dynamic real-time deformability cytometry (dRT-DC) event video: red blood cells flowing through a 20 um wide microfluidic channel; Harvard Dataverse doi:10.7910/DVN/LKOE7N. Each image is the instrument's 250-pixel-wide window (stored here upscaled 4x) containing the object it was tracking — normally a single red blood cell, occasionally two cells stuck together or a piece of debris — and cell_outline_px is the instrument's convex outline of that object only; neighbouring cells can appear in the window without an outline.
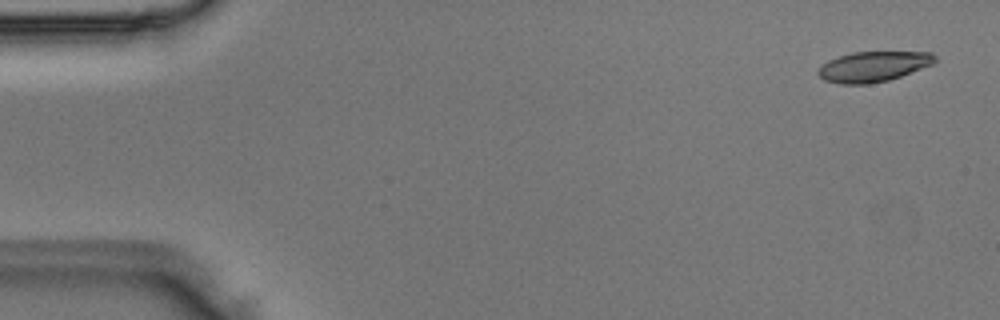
{"species": "Egyptian fruit bat (a non-hibernating species)", "species_latin": "Rousettus aegyptiacus", "temperature_condition": "room temperature", "stored_images_in_passage": 5, "camera_frame_rate_fps": 3000, "um_per_image_px": 0.085, "animal": {"sex": "male"}, "frame": {"image": 1, "passage_image": 1, "time_ms": 0.0, "image_size_px": [1000, 320], "cell_outline_px": [[936, 60], [932, 64], [900, 76], [888, 80], [868, 84], [840, 84], [824, 80], [816, 72], [828, 60], [852, 52], [932, 52], [936, 56]], "centroid_in_image_um": [74.22, 5.65], "position_along_channel_um": 10.8, "area_um2": 20.4}}
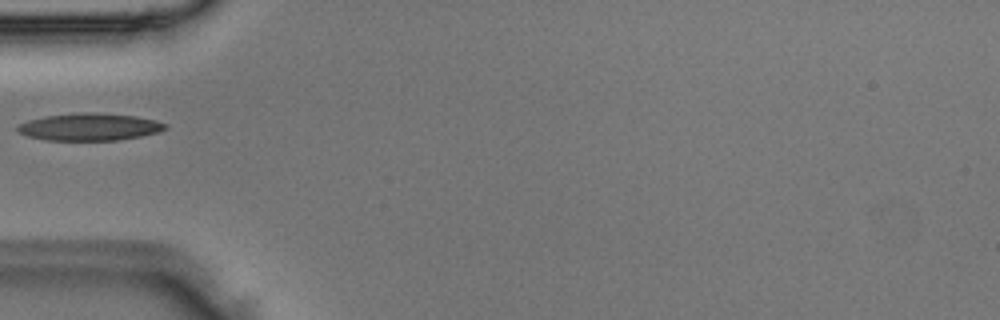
{"frame": {"image": 2, "passage_image": 5, "time_ms": 1.333, "image_size_px": [1000, 320], "cell_outline_px": [[168, 128], [160, 132], [120, 140], [44, 140], [28, 136], [20, 132], [16, 128], [20, 124], [28, 120], [44, 116], [84, 112], [92, 112], [136, 116], [156, 120], [168, 124]], "centroid_in_image_um": [7.66, 10.78], "position_along_channel_um": 77.3, "area_um2": 23.52}}